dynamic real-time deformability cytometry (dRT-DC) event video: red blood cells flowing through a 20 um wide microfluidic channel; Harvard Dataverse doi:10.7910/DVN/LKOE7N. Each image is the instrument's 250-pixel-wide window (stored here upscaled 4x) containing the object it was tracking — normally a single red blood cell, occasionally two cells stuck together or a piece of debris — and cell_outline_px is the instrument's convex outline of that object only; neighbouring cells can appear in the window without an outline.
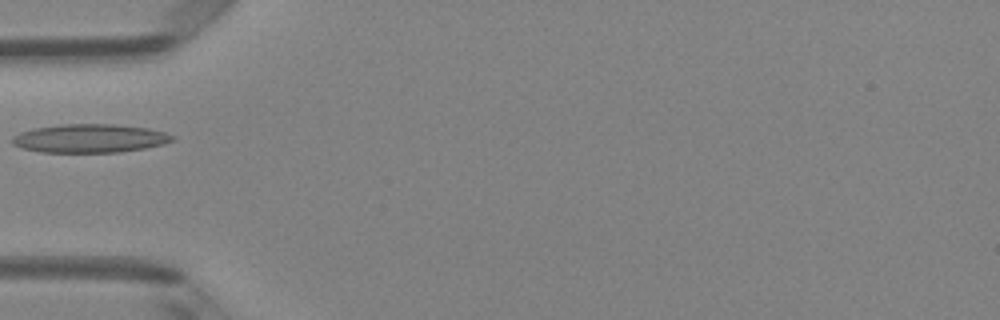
{"species": "Egyptian fruit bat (a non-hibernating species)", "species_latin": "Rousettus aegyptiacus", "temperature_condition": "room temperature", "stored_images_in_passage": 32, "camera_frame_rate_fps": 3000, "um_per_image_px": 0.085, "animal": {"sex": "female"}, "frame": {"image": 1, "passage_image": 1, "time_ms": 0.0, "image_size_px": [1000, 320], "cell_outline_px": [[176, 140], [164, 144], [144, 148], [120, 152], [40, 152], [24, 148], [12, 144], [12, 136], [20, 132], [32, 128], [60, 124], [116, 124], [148, 128], [164, 132], [176, 136]], "centroid_in_image_um": [7.65, 11.75], "position_along_channel_um": 77.3, "area_um2": 26.82}}